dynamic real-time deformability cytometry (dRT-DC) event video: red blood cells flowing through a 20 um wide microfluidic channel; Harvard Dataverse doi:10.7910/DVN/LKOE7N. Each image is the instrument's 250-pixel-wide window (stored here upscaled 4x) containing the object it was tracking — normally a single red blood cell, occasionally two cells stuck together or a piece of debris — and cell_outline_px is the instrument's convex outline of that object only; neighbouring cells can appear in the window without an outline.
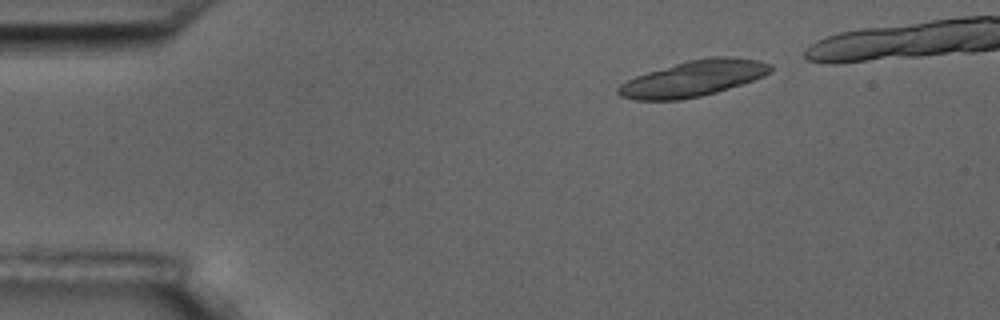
{"species": "common noctule bat (a hibernating species)", "species_latin": "Nyctalus noctula", "temperature_condition": "room temperature", "stored_images_in_passage": 9, "camera_frame_rate_fps": 3000, "um_per_image_px": 0.085, "animal": {"sex": "male", "body_mass_g": 17.5, "forearm_length_mm": 52.3}, "frame": {"image": 1, "passage_image": 1, "time_ms": 0.0, "image_size_px": [1000, 320], "cell_outline_px": [[772, 72], [764, 76], [716, 92], [700, 96], [680, 100], [636, 100], [620, 96], [616, 92], [616, 88], [620, 84], [636, 76], [648, 72], [688, 60], [712, 56], [724, 56], [760, 60], [772, 64]], "centroid_in_image_um": [58.94, 6.67], "position_along_channel_um": 26.1, "area_um2": 31.67}}
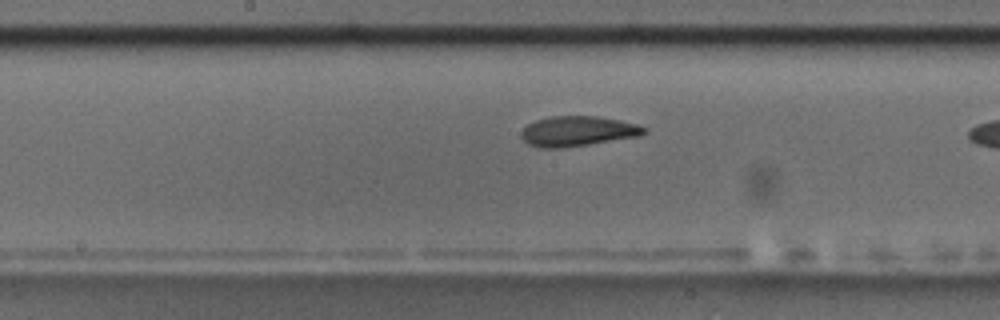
{"frame": {"image": 2, "passage_image": 8, "time_ms": 9.0, "image_size_px": [1000, 320], "cell_outline_px": [[648, 132], [640, 136], [564, 148], [540, 148], [528, 144], [520, 136], [520, 132], [528, 124], [536, 120], [552, 116], [596, 116], [620, 120], [636, 124], [648, 128]], "centroid_in_image_um": [49.11, 11.16], "position_along_channel_um": 199.1, "area_um2": 21.68}}